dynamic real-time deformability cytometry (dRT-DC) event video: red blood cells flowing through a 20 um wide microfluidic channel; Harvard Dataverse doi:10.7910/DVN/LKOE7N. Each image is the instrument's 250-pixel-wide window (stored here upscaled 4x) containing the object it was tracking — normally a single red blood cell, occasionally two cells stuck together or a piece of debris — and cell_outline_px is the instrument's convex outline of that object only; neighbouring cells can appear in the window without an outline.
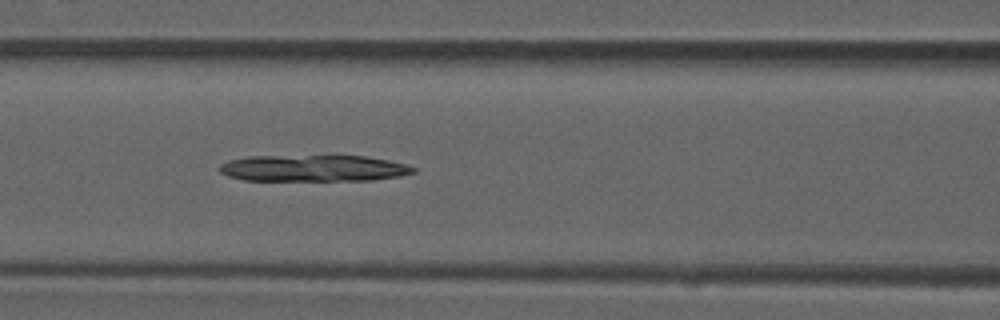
{"species": "common noctule bat (a hibernating species)", "species_latin": "Nyctalus noctula", "temperature_condition": "room temperature", "stored_images_in_passage": 6, "camera_frame_rate_fps": 3000, "um_per_image_px": 0.085, "animal": {"sex": "male", "forearm_length_mm": 52.5}, "frame": {"image": 1, "passage_image": 6, "time_ms": 1.667, "image_size_px": [1000, 320], "cell_outline_px": [[416, 172], [400, 176], [372, 180], [244, 180], [228, 176], [220, 172], [216, 168], [220, 164], [228, 160], [248, 156], [368, 156], [388, 160], [404, 164], [416, 168]], "centroid_in_image_um": [26.61, 14.3], "position_along_channel_um": 140.0, "area_um2": 29.94}}